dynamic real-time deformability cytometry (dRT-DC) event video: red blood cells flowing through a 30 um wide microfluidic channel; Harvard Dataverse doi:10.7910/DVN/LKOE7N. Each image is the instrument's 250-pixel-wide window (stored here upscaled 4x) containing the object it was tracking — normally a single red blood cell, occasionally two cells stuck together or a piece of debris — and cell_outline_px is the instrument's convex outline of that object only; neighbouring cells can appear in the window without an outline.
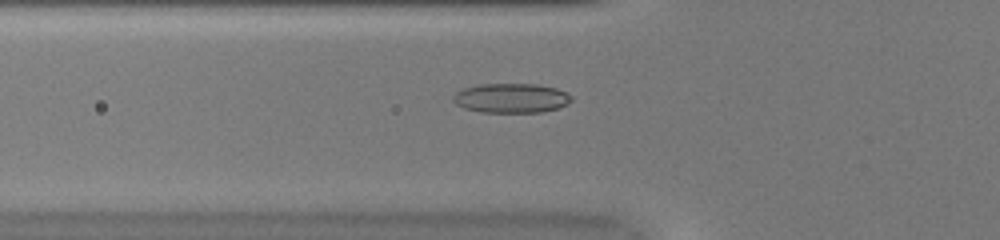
{"species": "common noctule bat (a hibernating species)", "species_latin": "Nyctalus noctula", "temperature_condition": "warm", "stored_images_in_passage": 42, "camera_frame_rate_fps": 3000, "um_per_image_px": 0.085, "animal": {"sex": "female", "body_mass_g": 20.0, "forearm_length_mm": 54.0}, "frame": {"image": 1, "passage_image": 9, "time_ms": 2.667, "image_size_px": [1000, 240], "cell_outline_px": [[572, 100], [568, 104], [560, 108], [544, 112], [480, 112], [464, 108], [456, 104], [452, 100], [452, 96], [456, 92], [464, 88], [480, 84], [536, 84], [556, 88], [572, 96]], "centroid_in_image_um": [43.46, 8.34], "position_along_channel_um": 82.3, "area_um2": 20.46}}
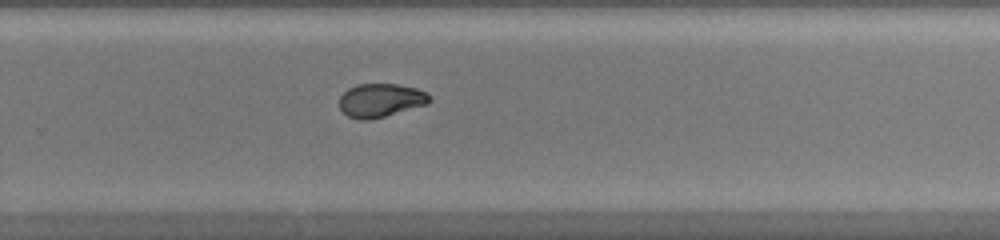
{"frame": {"image": 2, "passage_image": 25, "time_ms": 8.0, "image_size_px": [1000, 240], "cell_outline_px": [[432, 100], [428, 104], [384, 116], [368, 120], [360, 120], [348, 116], [340, 108], [340, 96], [348, 88], [356, 84], [396, 84], [416, 88], [428, 92]], "centroid_in_image_um": [32.37, 8.51], "position_along_channel_um": 297.4, "area_um2": 17.63}}
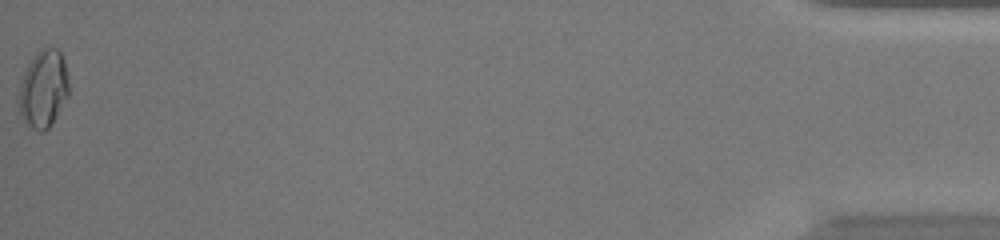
{"frame": {"image": 3, "passage_image": 42, "time_ms": 13.667, "image_size_px": [1000, 240], "cell_outline_px": [[68, 96], [56, 116], [48, 128], [44, 132], [40, 132], [24, 124], [20, 116], [16, 100], [20, 84], [24, 72], [28, 64], [36, 52], [40, 48], [56, 48], [60, 52], [64, 60], [68, 76]], "centroid_in_image_um": [3.65, 7.58], "position_along_channel_um": 431.6, "area_um2": 22.95}, "authors_computed_cell_mechanics": {"area_um2": 18.5249, "velocity_mm_per_s": 4.0283, "shape_relaxation_time_tau1_ms": null, "shape_relaxation_time_tau2_ms": 1.8931, "deformation_change_tau1": null, "deformation_change_tau2": 0.0543}}